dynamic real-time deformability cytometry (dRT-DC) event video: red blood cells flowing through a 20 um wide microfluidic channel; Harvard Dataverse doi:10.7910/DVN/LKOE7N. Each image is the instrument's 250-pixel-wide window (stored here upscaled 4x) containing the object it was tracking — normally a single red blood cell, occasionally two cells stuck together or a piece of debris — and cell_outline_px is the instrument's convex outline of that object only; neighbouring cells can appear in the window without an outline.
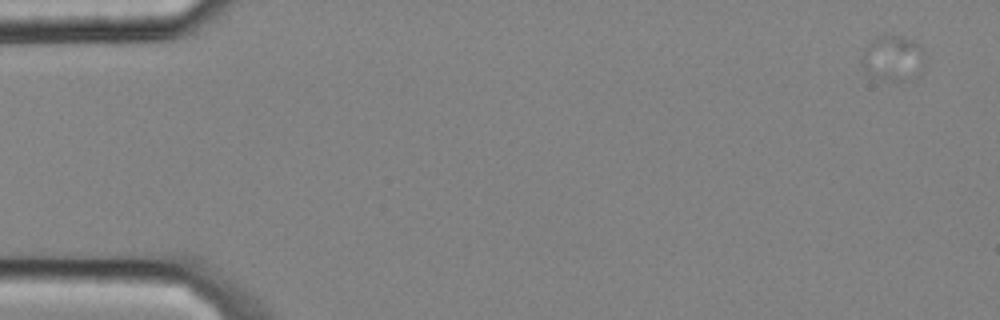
{"species": "common noctule bat (a hibernating species)", "species_latin": "Nyctalus noctula", "temperature_condition": "cold", "stored_images_in_passage": 5, "camera_frame_rate_fps": 3000, "um_per_image_px": 0.085, "animal": {"sex": "male", "body_mass_g": 20.4}, "frame": {"image": 1, "passage_image": 1, "time_ms": 0.0, "image_size_px": [1000, 320], "cell_outline_px": [[920, 48], [900, 80], [876, 80], [868, 76], [860, 64], [860, 60], [864, 48], [876, 36], [900, 36], [912, 40]], "centroid_in_image_um": [75.5, 4.87], "position_along_channel_um": 9.5, "area_um2": 14.39}}
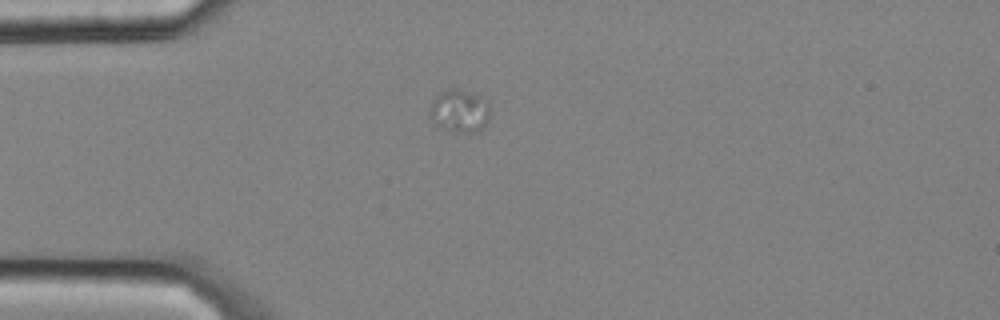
{"frame": {"image": 2, "passage_image": 4, "time_ms": 1.0, "image_size_px": [1000, 320], "cell_outline_px": [[488, 120], [484, 128], [480, 132], [456, 132], [440, 128], [432, 124], [428, 112], [432, 100], [440, 92], [448, 88], [456, 88], [480, 96], [488, 100]], "centroid_in_image_um": [39.02, 9.45], "position_along_channel_um": 46.0, "area_um2": 15.43}}